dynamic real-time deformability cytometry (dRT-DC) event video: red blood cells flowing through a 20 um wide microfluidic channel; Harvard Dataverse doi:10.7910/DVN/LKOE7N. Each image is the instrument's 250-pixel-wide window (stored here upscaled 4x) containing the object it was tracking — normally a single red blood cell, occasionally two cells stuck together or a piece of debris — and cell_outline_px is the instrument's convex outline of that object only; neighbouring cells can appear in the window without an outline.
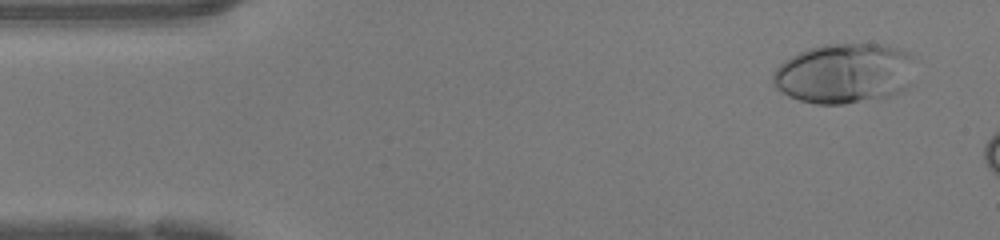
{"species": "human", "species_latin": "Homo sapiens", "temperature_condition": "warm", "stored_images_in_passage": 9, "camera_frame_rate_fps": 3000, "um_per_image_px": 0.085, "donor": {"sex": "female"}, "frame": {"image": 1, "passage_image": 3, "time_ms": 0.667, "image_size_px": [1000, 240], "cell_outline_px": [[912, 84], [900, 92], [892, 96], [880, 100], [844, 104], [816, 104], [800, 100], [788, 96], [776, 88], [772, 84], [772, 76], [776, 68], [784, 60], [808, 48], [824, 44], [880, 44], [900, 48], [908, 52], [912, 56]], "centroid_in_image_um": [71.8, 6.26], "position_along_channel_um": 13.2, "area_um2": 50.52}}